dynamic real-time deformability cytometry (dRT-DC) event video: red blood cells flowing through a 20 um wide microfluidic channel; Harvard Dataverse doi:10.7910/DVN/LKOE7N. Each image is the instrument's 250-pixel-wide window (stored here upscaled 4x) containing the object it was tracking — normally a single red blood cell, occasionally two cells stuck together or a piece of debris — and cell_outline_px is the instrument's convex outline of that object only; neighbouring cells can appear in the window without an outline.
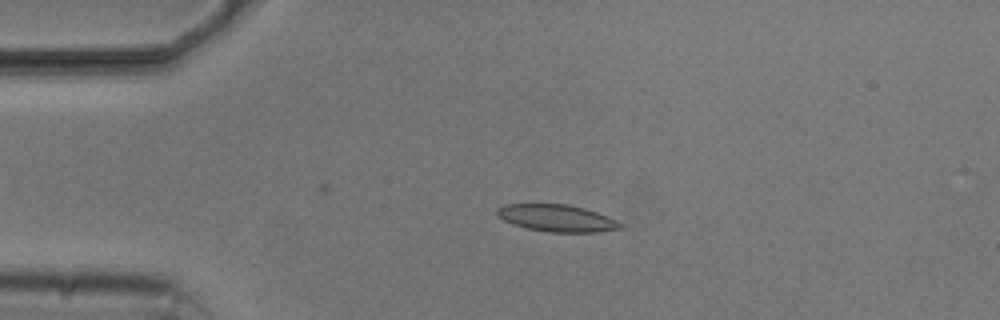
{"species": "common noctule bat (a hibernating species)", "species_latin": "Nyctalus noctula", "temperature_condition": "cold", "stored_images_in_passage": 3, "camera_frame_rate_fps": 3000, "um_per_image_px": 0.085, "animal": {"sex": "male", "body_mass_g": 20.5, "forearm_length_mm": 52.5}, "frame": {"image": 1, "passage_image": 3, "time_ms": 2.333, "image_size_px": [1000, 320], "cell_outline_px": [[624, 228], [596, 232], [548, 232], [528, 228], [512, 224], [504, 220], [496, 212], [496, 208], [504, 204], [568, 204], [584, 208], [596, 212], [624, 224]], "centroid_in_image_um": [47.33, 18.54], "position_along_channel_um": 37.7, "area_um2": 19.31}}